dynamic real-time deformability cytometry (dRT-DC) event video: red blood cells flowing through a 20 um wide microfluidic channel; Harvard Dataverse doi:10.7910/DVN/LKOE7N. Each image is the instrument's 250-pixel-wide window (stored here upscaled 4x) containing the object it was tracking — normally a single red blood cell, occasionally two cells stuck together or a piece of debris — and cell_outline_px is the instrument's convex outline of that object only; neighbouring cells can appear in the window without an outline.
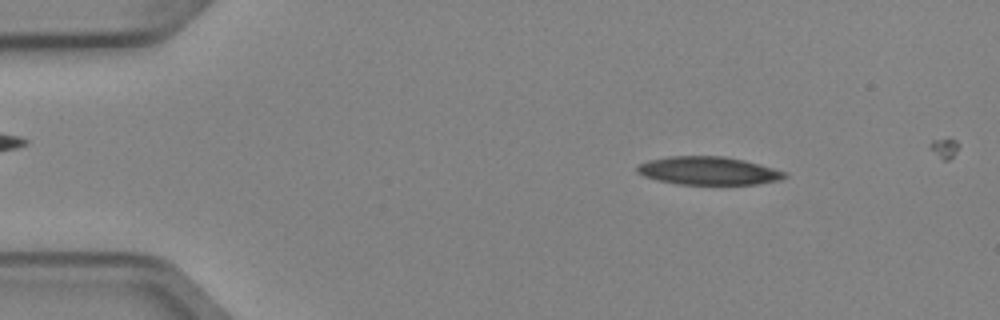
{"species": "Egyptian fruit bat (a non-hibernating species)", "species_latin": "Rousettus aegyptiacus", "temperature_condition": "cold", "stored_images_in_passage": 4, "camera_frame_rate_fps": 3000, "um_per_image_px": 0.085, "animal": {"sex": "female"}, "frame": {"image": 1, "passage_image": 1, "time_ms": 0.0, "image_size_px": [1000, 320], "cell_outline_px": [[788, 176], [780, 180], [756, 184], [680, 184], [656, 180], [644, 176], [636, 172], [636, 168], [640, 164], [648, 160], [668, 156], [724, 156], [744, 160], [788, 172]], "centroid_in_image_um": [60.22, 14.51], "position_along_channel_um": 24.8, "area_um2": 24.22}}